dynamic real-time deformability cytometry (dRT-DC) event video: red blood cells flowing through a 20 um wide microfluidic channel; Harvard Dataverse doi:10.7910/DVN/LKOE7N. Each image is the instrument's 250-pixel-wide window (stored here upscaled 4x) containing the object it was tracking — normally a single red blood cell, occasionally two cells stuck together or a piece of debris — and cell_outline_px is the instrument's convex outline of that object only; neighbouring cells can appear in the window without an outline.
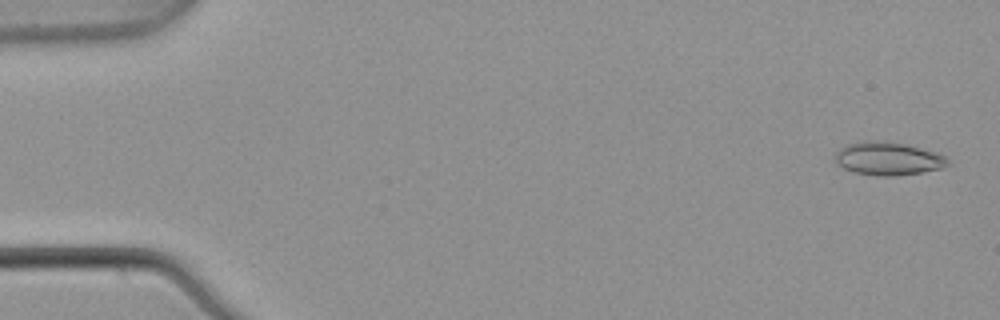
{"species": "common noctule bat (a hibernating species)", "species_latin": "Nyctalus noctula", "temperature_condition": "warm", "stored_images_in_passage": 6, "camera_frame_rate_fps": 3000, "um_per_image_px": 0.085, "animal": {"sex": "male", "body_mass_g": 21.5, "forearm_length_mm": 52.0}, "frame": {"image": 1, "passage_image": 1, "time_ms": 0.0, "image_size_px": [1000, 320], "cell_outline_px": [[952, 164], [940, 168], [920, 172], [892, 176], [880, 176], [852, 172], [836, 164], [832, 160], [836, 152], [840, 148], [848, 144], [904, 144], [936, 152], [944, 156]], "centroid_in_image_um": [75.48, 13.54], "position_along_channel_um": 9.5, "area_um2": 20.81}}
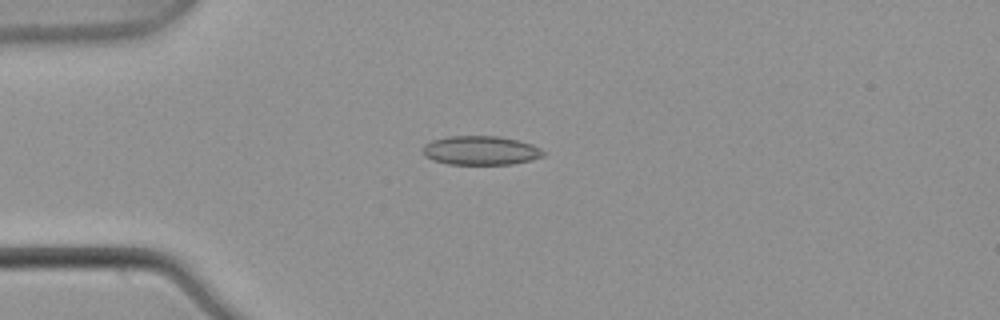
{"frame": {"image": 2, "passage_image": 4, "time_ms": 1.0, "image_size_px": [1000, 320], "cell_outline_px": [[544, 156], [532, 160], [512, 164], [448, 164], [432, 160], [424, 156], [424, 144], [432, 140], [448, 136], [496, 136], [520, 140], [532, 144], [540, 148], [544, 152]], "centroid_in_image_um": [40.87, 12.79], "position_along_channel_um": 44.1, "area_um2": 20.46}}
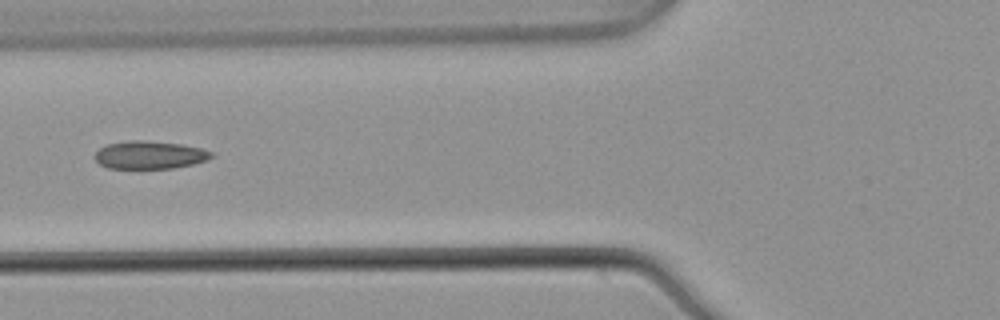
{"frame": {"image": 3, "passage_image": 6, "time_ms": 1.667, "image_size_px": [1000, 320], "cell_outline_px": [[212, 156], [204, 160], [192, 164], [172, 168], [108, 168], [100, 164], [92, 156], [100, 148], [108, 144], [132, 140], [144, 140], [180, 144], [200, 148], [212, 152]], "centroid_in_image_um": [12.67, 13.17], "position_along_channel_um": 113.1, "area_um2": 18.67}}